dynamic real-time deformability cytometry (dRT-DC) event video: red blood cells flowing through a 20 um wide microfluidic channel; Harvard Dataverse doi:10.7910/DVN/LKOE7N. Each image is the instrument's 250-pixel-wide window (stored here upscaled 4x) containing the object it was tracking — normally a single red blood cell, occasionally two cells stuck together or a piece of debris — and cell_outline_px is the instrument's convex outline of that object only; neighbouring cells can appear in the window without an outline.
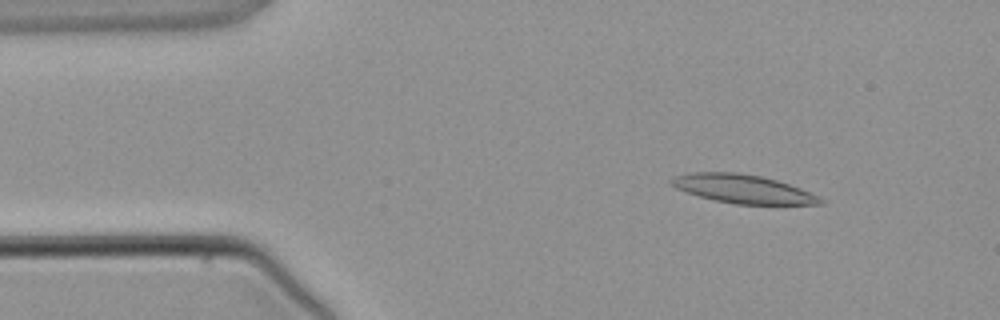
{"species": "common noctule bat (a hibernating species)", "species_latin": "Nyctalus noctula", "temperature_condition": "warm", "stored_images_in_passage": 4, "camera_frame_rate_fps": 3000, "um_per_image_px": 0.085, "animal": {"sex": "male", "body_mass_g": 21.5, "forearm_length_mm": 52.0}, "frame": {"image": 1, "passage_image": 2, "time_ms": 1.333, "image_size_px": [1000, 320], "cell_outline_px": [[824, 200], [820, 204], [736, 204], [716, 200], [700, 196], [676, 188], [668, 180], [676, 176], [688, 172], [740, 172], [760, 176], [776, 180], [800, 188], [820, 196]], "centroid_in_image_um": [63.15, 16.04], "position_along_channel_um": 21.9, "area_um2": 24.57}}
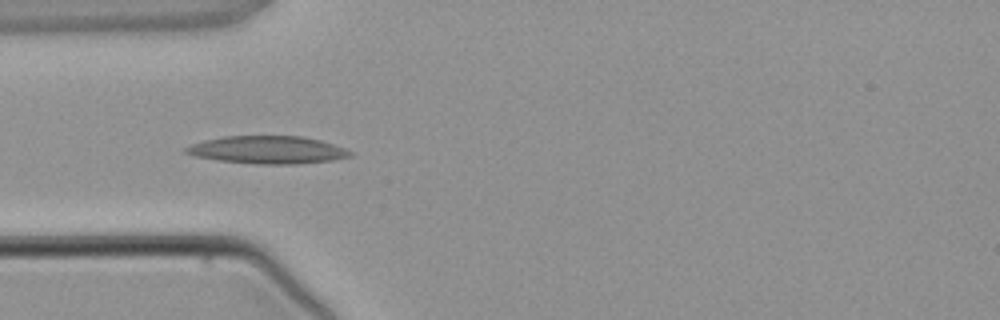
{"frame": {"image": 2, "passage_image": 4, "time_ms": 3.667, "image_size_px": [1000, 320], "cell_outline_px": [[352, 156], [332, 160], [296, 164], [260, 164], [220, 160], [196, 156], [184, 152], [184, 148], [192, 144], [204, 140], [224, 136], [300, 136], [320, 140], [344, 148], [352, 152]], "centroid_in_image_um": [22.75, 12.73], "position_along_channel_um": 62.3, "area_um2": 26.24}}